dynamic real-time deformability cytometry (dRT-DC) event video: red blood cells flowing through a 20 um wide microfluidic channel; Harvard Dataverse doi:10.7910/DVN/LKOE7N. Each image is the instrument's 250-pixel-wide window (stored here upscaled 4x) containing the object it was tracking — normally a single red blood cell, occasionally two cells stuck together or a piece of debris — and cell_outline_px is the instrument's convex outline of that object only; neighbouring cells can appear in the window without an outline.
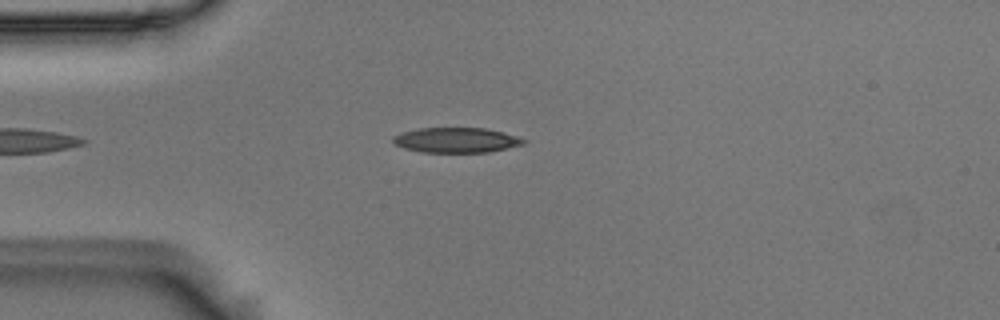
{"species": "Egyptian fruit bat (a non-hibernating species)", "species_latin": "Rousettus aegyptiacus", "temperature_condition": "room temperature", "stored_images_in_passage": 39, "camera_frame_rate_fps": 3000, "um_per_image_px": 0.085, "animal": {"sex": "male"}, "frame": {"image": 1, "passage_image": 2, "time_ms": 0.333, "image_size_px": [1000, 320], "cell_outline_px": [[528, 140], [524, 144], [488, 152], [424, 152], [404, 148], [396, 144], [392, 140], [392, 136], [400, 132], [420, 128], [488, 128], [504, 132]], "centroid_in_image_um": [38.79, 11.9], "position_along_channel_um": 46.2, "area_um2": 19.07}}
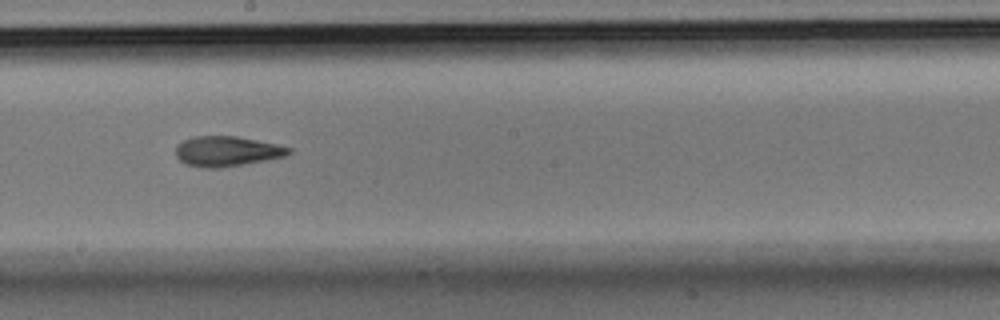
{"frame": {"image": 2, "passage_image": 18, "time_ms": 5.667, "image_size_px": [1000, 320], "cell_outline_px": [[292, 152], [284, 156], [264, 160], [220, 168], [204, 168], [184, 164], [176, 156], [176, 144], [192, 136], [236, 136], [276, 144], [292, 148]], "centroid_in_image_um": [19.24, 12.85], "position_along_channel_um": 229.0, "area_um2": 19.77}}
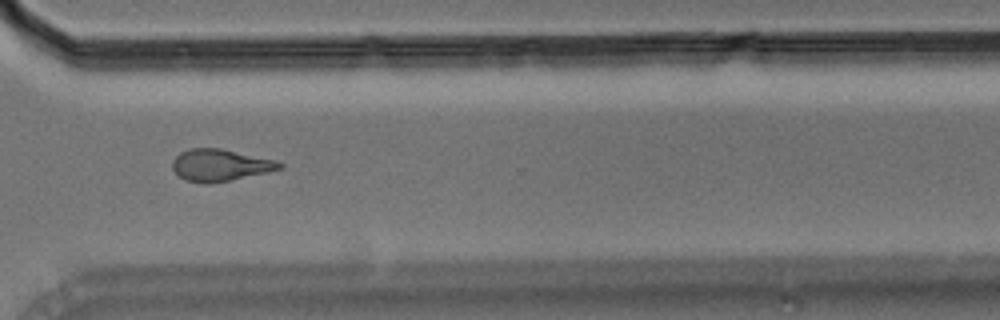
{"frame": {"image": 3, "passage_image": 28, "time_ms": 9.0, "image_size_px": [1000, 320], "cell_outline_px": [[284, 168], [268, 172], [208, 184], [204, 184], [188, 180], [180, 176], [172, 168], [172, 160], [180, 152], [188, 148], [220, 148], [272, 160], [284, 164]], "centroid_in_image_um": [18.68, 14.03], "position_along_channel_um": 351.9, "area_um2": 19.59}, "authors_computed_cell_mechanics": {"area_um2": 19.7676, "velocity_mm_per_s": 3.6934, "shape_relaxation_time_tau1_ms": 4.3394, "shape_relaxation_time_tau2_ms": 2.7088, "deformation_change_tau1": 0.1518, "deformation_change_tau2": 0.1136}}